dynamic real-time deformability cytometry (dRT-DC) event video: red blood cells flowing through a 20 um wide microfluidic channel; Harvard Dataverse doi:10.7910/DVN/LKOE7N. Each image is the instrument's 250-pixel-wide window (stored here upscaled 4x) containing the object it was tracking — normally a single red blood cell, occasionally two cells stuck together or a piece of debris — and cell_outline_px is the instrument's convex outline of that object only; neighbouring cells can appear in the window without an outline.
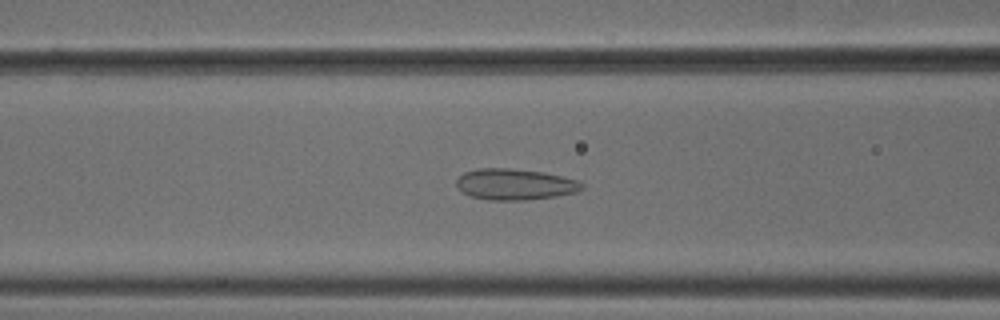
{"species": "common noctule bat (a hibernating species)", "species_latin": "Nyctalus noctula", "temperature_condition": "cold", "stored_images_in_passage": 39, "camera_frame_rate_fps": 3000, "um_per_image_px": 0.085, "animal": {"sex": "male", "body_mass_g": 18.8}, "frame": {"image": 1, "passage_image": 22, "time_ms": 7.0, "image_size_px": [1000, 320], "cell_outline_px": [[584, 188], [576, 192], [556, 196], [524, 200], [488, 200], [468, 196], [456, 188], [456, 180], [464, 172], [476, 168], [508, 168], [544, 172], [580, 180], [584, 184]], "centroid_in_image_um": [43.75, 15.67], "position_along_channel_um": 122.8, "area_um2": 23.06}}
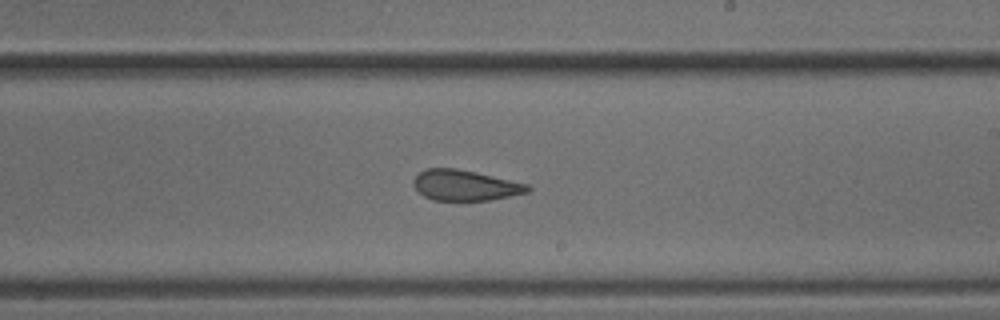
{"frame": {"image": 2, "passage_image": 32, "time_ms": 10.333, "image_size_px": [1000, 320], "cell_outline_px": [[532, 188], [528, 192], [488, 200], [432, 200], [424, 196], [412, 184], [412, 180], [420, 172], [428, 168], [456, 168], [476, 172], [528, 184]], "centroid_in_image_um": [39.52, 15.74], "position_along_channel_um": 249.5, "area_um2": 20.17}}
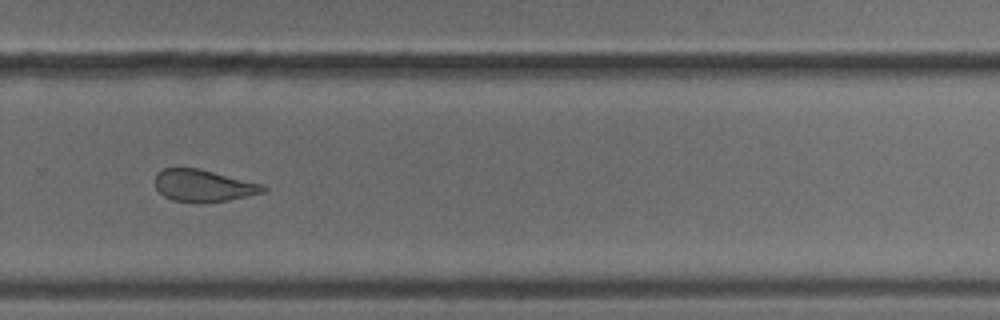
{"frame": {"image": 3, "passage_image": 37, "time_ms": 12.0, "image_size_px": [1000, 320], "cell_outline_px": [[268, 188], [264, 192], [248, 196], [228, 200], [200, 204], [172, 200], [164, 196], [156, 188], [156, 172], [164, 168], [200, 168], [264, 184]], "centroid_in_image_um": [17.31, 15.79], "position_along_channel_um": 312.5, "area_um2": 20.52}}